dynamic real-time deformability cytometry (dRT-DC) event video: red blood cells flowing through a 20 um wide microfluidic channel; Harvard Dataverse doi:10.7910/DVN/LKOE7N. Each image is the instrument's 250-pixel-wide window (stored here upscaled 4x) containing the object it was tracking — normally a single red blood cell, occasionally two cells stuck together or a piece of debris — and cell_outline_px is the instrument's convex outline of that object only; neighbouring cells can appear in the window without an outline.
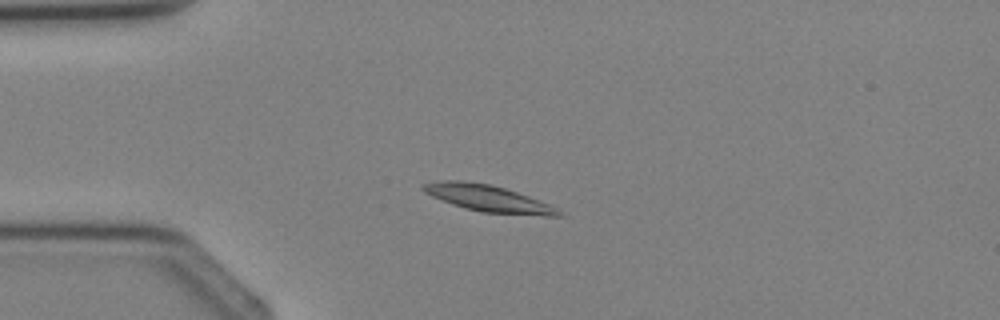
{"species": "Egyptian fruit bat (a non-hibernating species)", "species_latin": "Rousettus aegyptiacus", "temperature_condition": "cold", "stored_images_in_passage": 2, "camera_frame_rate_fps": 3000, "um_per_image_px": 0.085, "animal": {"sex": "female"}, "frame": {"image": 1, "passage_image": 2, "time_ms": 1.0, "image_size_px": [1000, 320], "cell_outline_px": [[564, 216], [544, 216], [480, 212], [464, 208], [452, 204], [432, 196], [424, 192], [420, 188], [420, 184], [440, 180], [464, 180], [488, 184], [504, 188], [528, 196], [548, 204], [556, 208]], "centroid_in_image_um": [41.43, 16.86], "position_along_channel_um": 43.6, "area_um2": 20.98}}